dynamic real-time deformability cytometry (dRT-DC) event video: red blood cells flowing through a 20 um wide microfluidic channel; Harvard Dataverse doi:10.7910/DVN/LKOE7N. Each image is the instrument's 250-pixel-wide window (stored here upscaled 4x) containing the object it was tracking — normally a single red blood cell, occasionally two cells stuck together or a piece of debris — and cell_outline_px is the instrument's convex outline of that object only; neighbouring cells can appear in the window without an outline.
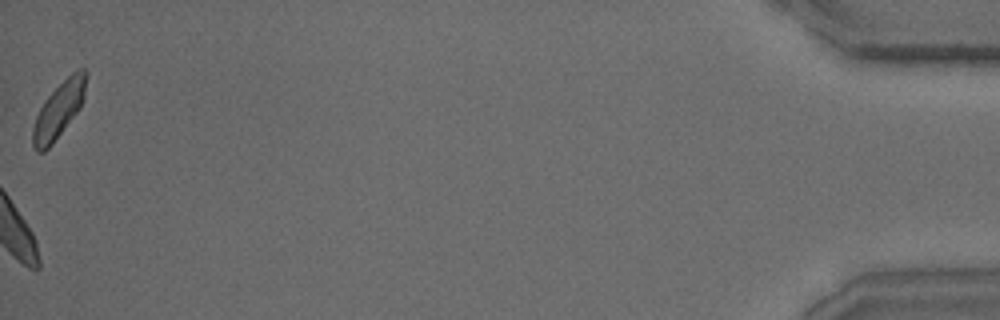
{"species": "common noctule bat (a hibernating species)", "species_latin": "Nyctalus noctula", "temperature_condition": "warm", "stored_images_in_passage": 31, "camera_frame_rate_fps": 3000, "um_per_image_px": 0.085, "animal": {"sex": "male", "body_mass_g": 15.6}, "frame": {"image": 1, "passage_image": 31, "time_ms": 10.0, "image_size_px": [1000, 320], "cell_outline_px": [[88, 76], [84, 96], [80, 108], [52, 144], [44, 152], [36, 152], [32, 144], [32, 128], [36, 116], [44, 100], [72, 72], [80, 68], [84, 68], [88, 72]], "centroid_in_image_um": [5.0, 9.34], "position_along_channel_um": 430.2, "area_um2": 17.34}}